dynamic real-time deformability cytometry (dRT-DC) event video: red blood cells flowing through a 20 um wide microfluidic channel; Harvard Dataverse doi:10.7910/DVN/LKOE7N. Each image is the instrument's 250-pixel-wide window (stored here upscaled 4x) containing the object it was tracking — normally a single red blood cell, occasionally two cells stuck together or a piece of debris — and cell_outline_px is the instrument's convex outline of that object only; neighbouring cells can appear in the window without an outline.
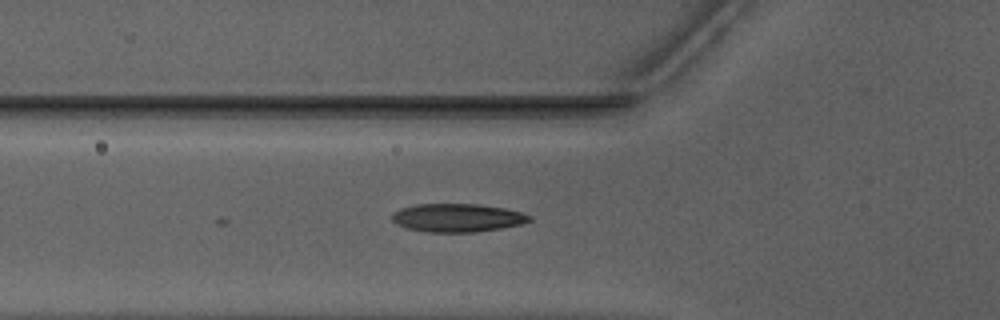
{"species": "Egyptian fruit bat (a non-hibernating species)", "species_latin": "Rousettus aegyptiacus", "temperature_condition": "warm", "stored_images_in_passage": 5, "camera_frame_rate_fps": 3000, "um_per_image_px": 0.085, "animal": {"sex": "male"}, "frame": {"image": 1, "passage_image": 2, "time_ms": 0.333, "image_size_px": [1000, 320], "cell_outline_px": [[532, 220], [520, 224], [500, 228], [476, 232], [428, 232], [408, 228], [396, 224], [392, 220], [392, 212], [400, 208], [416, 204], [480, 204], [504, 208], [520, 212], [532, 216]], "centroid_in_image_um": [38.85, 18.5], "position_along_channel_um": 86.9, "area_um2": 22.66}}
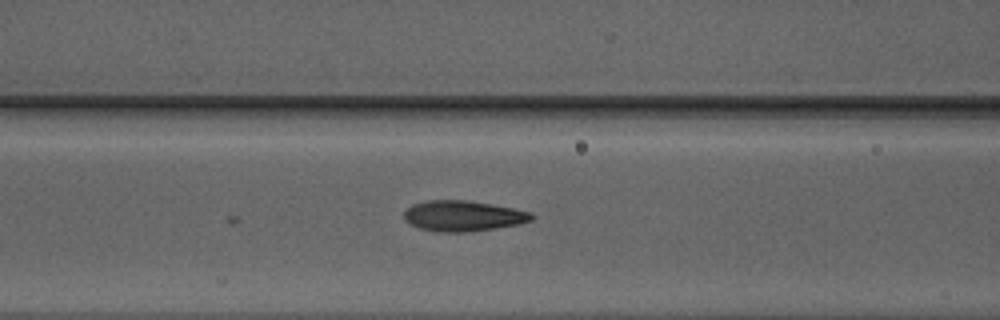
{"frame": {"image": 2, "passage_image": 5, "time_ms": 1.333, "image_size_px": [1000, 320], "cell_outline_px": [[536, 216], [532, 220], [520, 224], [468, 232], [436, 232], [420, 228], [404, 220], [404, 212], [412, 204], [428, 200], [464, 200], [492, 204], [512, 208], [528, 212]], "centroid_in_image_um": [39.35, 18.35], "position_along_channel_um": 127.3, "area_um2": 22.66}}